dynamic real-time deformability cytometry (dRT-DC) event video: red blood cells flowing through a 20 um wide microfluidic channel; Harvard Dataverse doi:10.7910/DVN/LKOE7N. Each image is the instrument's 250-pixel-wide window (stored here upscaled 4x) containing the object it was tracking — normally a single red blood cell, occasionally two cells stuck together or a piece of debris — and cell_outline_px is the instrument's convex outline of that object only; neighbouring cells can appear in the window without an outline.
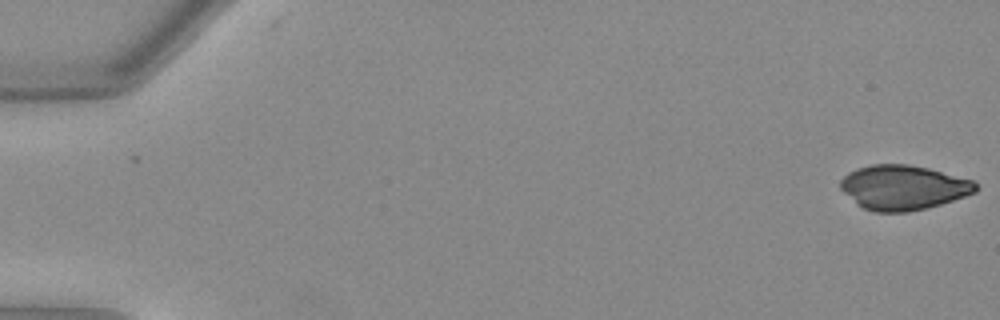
{"species": "Egyptian fruit bat (a non-hibernating species)", "species_latin": "Rousettus aegyptiacus", "temperature_condition": "warm", "stored_images_in_passage": 51, "camera_frame_rate_fps": 3000, "um_per_image_px": 0.085, "animal": {"sex": "female"}, "frame": {"image": 1, "passage_image": 1, "time_ms": 0.0, "image_size_px": [1000, 320], "cell_outline_px": [[976, 192], [940, 204], [908, 212], [876, 212], [864, 208], [856, 204], [840, 188], [840, 180], [848, 172], [856, 168], [872, 164], [908, 164], [928, 168], [972, 180], [976, 184]], "centroid_in_image_um": [76.73, 15.93], "position_along_channel_um": 8.3, "area_um2": 34.97}}